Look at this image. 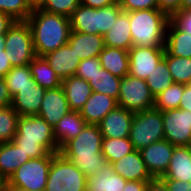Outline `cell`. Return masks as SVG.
<instances>
[{
  "mask_svg": "<svg viewBox=\"0 0 191 191\" xmlns=\"http://www.w3.org/2000/svg\"><path fill=\"white\" fill-rule=\"evenodd\" d=\"M103 136L98 125L87 124L82 132L68 141L60 152L88 178L108 164L101 152Z\"/></svg>",
  "mask_w": 191,
  "mask_h": 191,
  "instance_id": "obj_1",
  "label": "cell"
},
{
  "mask_svg": "<svg viewBox=\"0 0 191 191\" xmlns=\"http://www.w3.org/2000/svg\"><path fill=\"white\" fill-rule=\"evenodd\" d=\"M26 21L32 31L36 56L43 57L66 45L72 31L70 18L40 8L34 9Z\"/></svg>",
  "mask_w": 191,
  "mask_h": 191,
  "instance_id": "obj_2",
  "label": "cell"
},
{
  "mask_svg": "<svg viewBox=\"0 0 191 191\" xmlns=\"http://www.w3.org/2000/svg\"><path fill=\"white\" fill-rule=\"evenodd\" d=\"M130 30L133 46L164 47L170 17L158 9L131 11Z\"/></svg>",
  "mask_w": 191,
  "mask_h": 191,
  "instance_id": "obj_3",
  "label": "cell"
},
{
  "mask_svg": "<svg viewBox=\"0 0 191 191\" xmlns=\"http://www.w3.org/2000/svg\"><path fill=\"white\" fill-rule=\"evenodd\" d=\"M45 191H87V177L61 153L51 161Z\"/></svg>",
  "mask_w": 191,
  "mask_h": 191,
  "instance_id": "obj_4",
  "label": "cell"
},
{
  "mask_svg": "<svg viewBox=\"0 0 191 191\" xmlns=\"http://www.w3.org/2000/svg\"><path fill=\"white\" fill-rule=\"evenodd\" d=\"M56 153L30 159L21 165L5 182L13 189L23 191H45L51 161Z\"/></svg>",
  "mask_w": 191,
  "mask_h": 191,
  "instance_id": "obj_5",
  "label": "cell"
},
{
  "mask_svg": "<svg viewBox=\"0 0 191 191\" xmlns=\"http://www.w3.org/2000/svg\"><path fill=\"white\" fill-rule=\"evenodd\" d=\"M129 139L135 150L164 139L162 112L156 108L134 113Z\"/></svg>",
  "mask_w": 191,
  "mask_h": 191,
  "instance_id": "obj_6",
  "label": "cell"
},
{
  "mask_svg": "<svg viewBox=\"0 0 191 191\" xmlns=\"http://www.w3.org/2000/svg\"><path fill=\"white\" fill-rule=\"evenodd\" d=\"M5 47L12 67L28 65L36 57L32 31L27 21H15L8 29Z\"/></svg>",
  "mask_w": 191,
  "mask_h": 191,
  "instance_id": "obj_7",
  "label": "cell"
},
{
  "mask_svg": "<svg viewBox=\"0 0 191 191\" xmlns=\"http://www.w3.org/2000/svg\"><path fill=\"white\" fill-rule=\"evenodd\" d=\"M118 106L133 113L154 107V96L144 79L127 75L121 78Z\"/></svg>",
  "mask_w": 191,
  "mask_h": 191,
  "instance_id": "obj_8",
  "label": "cell"
},
{
  "mask_svg": "<svg viewBox=\"0 0 191 191\" xmlns=\"http://www.w3.org/2000/svg\"><path fill=\"white\" fill-rule=\"evenodd\" d=\"M12 141L39 142L50 153L60 152L53 128L38 115L20 116L17 123V132Z\"/></svg>",
  "mask_w": 191,
  "mask_h": 191,
  "instance_id": "obj_9",
  "label": "cell"
},
{
  "mask_svg": "<svg viewBox=\"0 0 191 191\" xmlns=\"http://www.w3.org/2000/svg\"><path fill=\"white\" fill-rule=\"evenodd\" d=\"M161 112L164 139L174 146H191V111L178 108Z\"/></svg>",
  "mask_w": 191,
  "mask_h": 191,
  "instance_id": "obj_10",
  "label": "cell"
},
{
  "mask_svg": "<svg viewBox=\"0 0 191 191\" xmlns=\"http://www.w3.org/2000/svg\"><path fill=\"white\" fill-rule=\"evenodd\" d=\"M165 47L132 46L128 50V75L146 79L164 59Z\"/></svg>",
  "mask_w": 191,
  "mask_h": 191,
  "instance_id": "obj_11",
  "label": "cell"
},
{
  "mask_svg": "<svg viewBox=\"0 0 191 191\" xmlns=\"http://www.w3.org/2000/svg\"><path fill=\"white\" fill-rule=\"evenodd\" d=\"M174 145L166 139L154 142L140 150L142 159L154 179L164 176L170 163Z\"/></svg>",
  "mask_w": 191,
  "mask_h": 191,
  "instance_id": "obj_12",
  "label": "cell"
},
{
  "mask_svg": "<svg viewBox=\"0 0 191 191\" xmlns=\"http://www.w3.org/2000/svg\"><path fill=\"white\" fill-rule=\"evenodd\" d=\"M69 111L71 110L62 86L55 89H46L38 116L54 128Z\"/></svg>",
  "mask_w": 191,
  "mask_h": 191,
  "instance_id": "obj_13",
  "label": "cell"
},
{
  "mask_svg": "<svg viewBox=\"0 0 191 191\" xmlns=\"http://www.w3.org/2000/svg\"><path fill=\"white\" fill-rule=\"evenodd\" d=\"M133 118V112L117 106L98 124L103 138L129 137Z\"/></svg>",
  "mask_w": 191,
  "mask_h": 191,
  "instance_id": "obj_14",
  "label": "cell"
},
{
  "mask_svg": "<svg viewBox=\"0 0 191 191\" xmlns=\"http://www.w3.org/2000/svg\"><path fill=\"white\" fill-rule=\"evenodd\" d=\"M113 171L127 181H152L154 178L148 171L139 150L123 156L111 163Z\"/></svg>",
  "mask_w": 191,
  "mask_h": 191,
  "instance_id": "obj_15",
  "label": "cell"
},
{
  "mask_svg": "<svg viewBox=\"0 0 191 191\" xmlns=\"http://www.w3.org/2000/svg\"><path fill=\"white\" fill-rule=\"evenodd\" d=\"M45 91L37 84L25 86L12 97L11 106L19 116L38 115Z\"/></svg>",
  "mask_w": 191,
  "mask_h": 191,
  "instance_id": "obj_16",
  "label": "cell"
},
{
  "mask_svg": "<svg viewBox=\"0 0 191 191\" xmlns=\"http://www.w3.org/2000/svg\"><path fill=\"white\" fill-rule=\"evenodd\" d=\"M118 106L116 99L97 92H92L79 113L87 124L98 125L101 120Z\"/></svg>",
  "mask_w": 191,
  "mask_h": 191,
  "instance_id": "obj_17",
  "label": "cell"
},
{
  "mask_svg": "<svg viewBox=\"0 0 191 191\" xmlns=\"http://www.w3.org/2000/svg\"><path fill=\"white\" fill-rule=\"evenodd\" d=\"M43 57L61 80L75 75L81 61L68 44L61 46Z\"/></svg>",
  "mask_w": 191,
  "mask_h": 191,
  "instance_id": "obj_18",
  "label": "cell"
},
{
  "mask_svg": "<svg viewBox=\"0 0 191 191\" xmlns=\"http://www.w3.org/2000/svg\"><path fill=\"white\" fill-rule=\"evenodd\" d=\"M67 44L73 49L80 60L99 57L105 48L102 35L75 31H71Z\"/></svg>",
  "mask_w": 191,
  "mask_h": 191,
  "instance_id": "obj_19",
  "label": "cell"
},
{
  "mask_svg": "<svg viewBox=\"0 0 191 191\" xmlns=\"http://www.w3.org/2000/svg\"><path fill=\"white\" fill-rule=\"evenodd\" d=\"M160 179H174L188 182L191 179V146H175L164 176Z\"/></svg>",
  "mask_w": 191,
  "mask_h": 191,
  "instance_id": "obj_20",
  "label": "cell"
},
{
  "mask_svg": "<svg viewBox=\"0 0 191 191\" xmlns=\"http://www.w3.org/2000/svg\"><path fill=\"white\" fill-rule=\"evenodd\" d=\"M87 125L79 111H69L53 128L59 150L71 139L77 137Z\"/></svg>",
  "mask_w": 191,
  "mask_h": 191,
  "instance_id": "obj_21",
  "label": "cell"
},
{
  "mask_svg": "<svg viewBox=\"0 0 191 191\" xmlns=\"http://www.w3.org/2000/svg\"><path fill=\"white\" fill-rule=\"evenodd\" d=\"M105 46L129 50L133 46L130 18L128 12H122L107 33L103 35Z\"/></svg>",
  "mask_w": 191,
  "mask_h": 191,
  "instance_id": "obj_22",
  "label": "cell"
},
{
  "mask_svg": "<svg viewBox=\"0 0 191 191\" xmlns=\"http://www.w3.org/2000/svg\"><path fill=\"white\" fill-rule=\"evenodd\" d=\"M61 86L69 108L73 111H80L92 93L89 82L75 75L62 80Z\"/></svg>",
  "mask_w": 191,
  "mask_h": 191,
  "instance_id": "obj_23",
  "label": "cell"
},
{
  "mask_svg": "<svg viewBox=\"0 0 191 191\" xmlns=\"http://www.w3.org/2000/svg\"><path fill=\"white\" fill-rule=\"evenodd\" d=\"M165 51L172 57L191 58V35L169 20L166 29Z\"/></svg>",
  "mask_w": 191,
  "mask_h": 191,
  "instance_id": "obj_24",
  "label": "cell"
},
{
  "mask_svg": "<svg viewBox=\"0 0 191 191\" xmlns=\"http://www.w3.org/2000/svg\"><path fill=\"white\" fill-rule=\"evenodd\" d=\"M71 30L100 35L99 9L81 4L70 17Z\"/></svg>",
  "mask_w": 191,
  "mask_h": 191,
  "instance_id": "obj_25",
  "label": "cell"
},
{
  "mask_svg": "<svg viewBox=\"0 0 191 191\" xmlns=\"http://www.w3.org/2000/svg\"><path fill=\"white\" fill-rule=\"evenodd\" d=\"M99 58L101 67L114 76L123 78L128 75L129 56L127 50L105 46L100 53Z\"/></svg>",
  "mask_w": 191,
  "mask_h": 191,
  "instance_id": "obj_26",
  "label": "cell"
},
{
  "mask_svg": "<svg viewBox=\"0 0 191 191\" xmlns=\"http://www.w3.org/2000/svg\"><path fill=\"white\" fill-rule=\"evenodd\" d=\"M126 183L127 180L116 174L108 163L97 175L87 178V191H122Z\"/></svg>",
  "mask_w": 191,
  "mask_h": 191,
  "instance_id": "obj_27",
  "label": "cell"
},
{
  "mask_svg": "<svg viewBox=\"0 0 191 191\" xmlns=\"http://www.w3.org/2000/svg\"><path fill=\"white\" fill-rule=\"evenodd\" d=\"M28 160L12 141L0 143V180L6 182Z\"/></svg>",
  "mask_w": 191,
  "mask_h": 191,
  "instance_id": "obj_28",
  "label": "cell"
},
{
  "mask_svg": "<svg viewBox=\"0 0 191 191\" xmlns=\"http://www.w3.org/2000/svg\"><path fill=\"white\" fill-rule=\"evenodd\" d=\"M32 77L38 86L55 89L61 86L62 80L56 75L44 57L36 56L30 63Z\"/></svg>",
  "mask_w": 191,
  "mask_h": 191,
  "instance_id": "obj_29",
  "label": "cell"
},
{
  "mask_svg": "<svg viewBox=\"0 0 191 191\" xmlns=\"http://www.w3.org/2000/svg\"><path fill=\"white\" fill-rule=\"evenodd\" d=\"M121 78L114 76L104 68L98 69L89 81L92 92L106 94L118 100Z\"/></svg>",
  "mask_w": 191,
  "mask_h": 191,
  "instance_id": "obj_30",
  "label": "cell"
},
{
  "mask_svg": "<svg viewBox=\"0 0 191 191\" xmlns=\"http://www.w3.org/2000/svg\"><path fill=\"white\" fill-rule=\"evenodd\" d=\"M135 150L129 137L103 138L101 152L108 163H113Z\"/></svg>",
  "mask_w": 191,
  "mask_h": 191,
  "instance_id": "obj_31",
  "label": "cell"
},
{
  "mask_svg": "<svg viewBox=\"0 0 191 191\" xmlns=\"http://www.w3.org/2000/svg\"><path fill=\"white\" fill-rule=\"evenodd\" d=\"M164 60L167 62L174 83L191 84V58L172 57L165 51Z\"/></svg>",
  "mask_w": 191,
  "mask_h": 191,
  "instance_id": "obj_32",
  "label": "cell"
},
{
  "mask_svg": "<svg viewBox=\"0 0 191 191\" xmlns=\"http://www.w3.org/2000/svg\"><path fill=\"white\" fill-rule=\"evenodd\" d=\"M145 81L154 97L174 83L167 62L164 59L155 67Z\"/></svg>",
  "mask_w": 191,
  "mask_h": 191,
  "instance_id": "obj_33",
  "label": "cell"
},
{
  "mask_svg": "<svg viewBox=\"0 0 191 191\" xmlns=\"http://www.w3.org/2000/svg\"><path fill=\"white\" fill-rule=\"evenodd\" d=\"M10 95L13 97L20 89L36 84L28 65L13 67L4 76Z\"/></svg>",
  "mask_w": 191,
  "mask_h": 191,
  "instance_id": "obj_34",
  "label": "cell"
},
{
  "mask_svg": "<svg viewBox=\"0 0 191 191\" xmlns=\"http://www.w3.org/2000/svg\"><path fill=\"white\" fill-rule=\"evenodd\" d=\"M184 92V84L173 83L154 97V108L160 111L178 109Z\"/></svg>",
  "mask_w": 191,
  "mask_h": 191,
  "instance_id": "obj_35",
  "label": "cell"
},
{
  "mask_svg": "<svg viewBox=\"0 0 191 191\" xmlns=\"http://www.w3.org/2000/svg\"><path fill=\"white\" fill-rule=\"evenodd\" d=\"M19 117V114L12 106L0 110V143L13 140L17 132Z\"/></svg>",
  "mask_w": 191,
  "mask_h": 191,
  "instance_id": "obj_36",
  "label": "cell"
},
{
  "mask_svg": "<svg viewBox=\"0 0 191 191\" xmlns=\"http://www.w3.org/2000/svg\"><path fill=\"white\" fill-rule=\"evenodd\" d=\"M0 12L10 15L15 21H26L33 9L27 0H0Z\"/></svg>",
  "mask_w": 191,
  "mask_h": 191,
  "instance_id": "obj_37",
  "label": "cell"
},
{
  "mask_svg": "<svg viewBox=\"0 0 191 191\" xmlns=\"http://www.w3.org/2000/svg\"><path fill=\"white\" fill-rule=\"evenodd\" d=\"M79 5L80 0H46L40 9L70 18Z\"/></svg>",
  "mask_w": 191,
  "mask_h": 191,
  "instance_id": "obj_38",
  "label": "cell"
},
{
  "mask_svg": "<svg viewBox=\"0 0 191 191\" xmlns=\"http://www.w3.org/2000/svg\"><path fill=\"white\" fill-rule=\"evenodd\" d=\"M122 12L123 10L119 5V1L106 7L99 8L100 35L103 36L109 31Z\"/></svg>",
  "mask_w": 191,
  "mask_h": 191,
  "instance_id": "obj_39",
  "label": "cell"
},
{
  "mask_svg": "<svg viewBox=\"0 0 191 191\" xmlns=\"http://www.w3.org/2000/svg\"><path fill=\"white\" fill-rule=\"evenodd\" d=\"M20 151L24 158L37 159L47 156L50 152L39 142L30 141H12Z\"/></svg>",
  "mask_w": 191,
  "mask_h": 191,
  "instance_id": "obj_40",
  "label": "cell"
},
{
  "mask_svg": "<svg viewBox=\"0 0 191 191\" xmlns=\"http://www.w3.org/2000/svg\"><path fill=\"white\" fill-rule=\"evenodd\" d=\"M100 68L101 62L99 57H91L88 59H84L80 61L75 76L80 77L89 82Z\"/></svg>",
  "mask_w": 191,
  "mask_h": 191,
  "instance_id": "obj_41",
  "label": "cell"
},
{
  "mask_svg": "<svg viewBox=\"0 0 191 191\" xmlns=\"http://www.w3.org/2000/svg\"><path fill=\"white\" fill-rule=\"evenodd\" d=\"M123 12L157 9V0H118Z\"/></svg>",
  "mask_w": 191,
  "mask_h": 191,
  "instance_id": "obj_42",
  "label": "cell"
},
{
  "mask_svg": "<svg viewBox=\"0 0 191 191\" xmlns=\"http://www.w3.org/2000/svg\"><path fill=\"white\" fill-rule=\"evenodd\" d=\"M170 20L181 30L191 35V10H180L175 12Z\"/></svg>",
  "mask_w": 191,
  "mask_h": 191,
  "instance_id": "obj_43",
  "label": "cell"
},
{
  "mask_svg": "<svg viewBox=\"0 0 191 191\" xmlns=\"http://www.w3.org/2000/svg\"><path fill=\"white\" fill-rule=\"evenodd\" d=\"M157 9L171 17L181 10V0H157Z\"/></svg>",
  "mask_w": 191,
  "mask_h": 191,
  "instance_id": "obj_44",
  "label": "cell"
},
{
  "mask_svg": "<svg viewBox=\"0 0 191 191\" xmlns=\"http://www.w3.org/2000/svg\"><path fill=\"white\" fill-rule=\"evenodd\" d=\"M169 191H191V184L181 180L160 179Z\"/></svg>",
  "mask_w": 191,
  "mask_h": 191,
  "instance_id": "obj_45",
  "label": "cell"
},
{
  "mask_svg": "<svg viewBox=\"0 0 191 191\" xmlns=\"http://www.w3.org/2000/svg\"><path fill=\"white\" fill-rule=\"evenodd\" d=\"M12 96L9 93L6 81L3 79L0 81V110L11 106Z\"/></svg>",
  "mask_w": 191,
  "mask_h": 191,
  "instance_id": "obj_46",
  "label": "cell"
},
{
  "mask_svg": "<svg viewBox=\"0 0 191 191\" xmlns=\"http://www.w3.org/2000/svg\"><path fill=\"white\" fill-rule=\"evenodd\" d=\"M179 109L191 111V84L184 85V92L180 99Z\"/></svg>",
  "mask_w": 191,
  "mask_h": 191,
  "instance_id": "obj_47",
  "label": "cell"
},
{
  "mask_svg": "<svg viewBox=\"0 0 191 191\" xmlns=\"http://www.w3.org/2000/svg\"><path fill=\"white\" fill-rule=\"evenodd\" d=\"M15 20L8 14L0 12V35L6 34Z\"/></svg>",
  "mask_w": 191,
  "mask_h": 191,
  "instance_id": "obj_48",
  "label": "cell"
},
{
  "mask_svg": "<svg viewBox=\"0 0 191 191\" xmlns=\"http://www.w3.org/2000/svg\"><path fill=\"white\" fill-rule=\"evenodd\" d=\"M149 182L151 181H127L122 191H146Z\"/></svg>",
  "mask_w": 191,
  "mask_h": 191,
  "instance_id": "obj_49",
  "label": "cell"
},
{
  "mask_svg": "<svg viewBox=\"0 0 191 191\" xmlns=\"http://www.w3.org/2000/svg\"><path fill=\"white\" fill-rule=\"evenodd\" d=\"M117 1L118 0H80V3L95 9H99L111 5Z\"/></svg>",
  "mask_w": 191,
  "mask_h": 191,
  "instance_id": "obj_50",
  "label": "cell"
},
{
  "mask_svg": "<svg viewBox=\"0 0 191 191\" xmlns=\"http://www.w3.org/2000/svg\"><path fill=\"white\" fill-rule=\"evenodd\" d=\"M146 191H169L160 179H154L148 183Z\"/></svg>",
  "mask_w": 191,
  "mask_h": 191,
  "instance_id": "obj_51",
  "label": "cell"
},
{
  "mask_svg": "<svg viewBox=\"0 0 191 191\" xmlns=\"http://www.w3.org/2000/svg\"><path fill=\"white\" fill-rule=\"evenodd\" d=\"M13 67L7 55H0V73L5 76Z\"/></svg>",
  "mask_w": 191,
  "mask_h": 191,
  "instance_id": "obj_52",
  "label": "cell"
},
{
  "mask_svg": "<svg viewBox=\"0 0 191 191\" xmlns=\"http://www.w3.org/2000/svg\"><path fill=\"white\" fill-rule=\"evenodd\" d=\"M27 2L29 3L30 7L34 10L41 8L46 2V0H27Z\"/></svg>",
  "mask_w": 191,
  "mask_h": 191,
  "instance_id": "obj_53",
  "label": "cell"
},
{
  "mask_svg": "<svg viewBox=\"0 0 191 191\" xmlns=\"http://www.w3.org/2000/svg\"><path fill=\"white\" fill-rule=\"evenodd\" d=\"M5 47V34L0 35V55H7Z\"/></svg>",
  "mask_w": 191,
  "mask_h": 191,
  "instance_id": "obj_54",
  "label": "cell"
},
{
  "mask_svg": "<svg viewBox=\"0 0 191 191\" xmlns=\"http://www.w3.org/2000/svg\"><path fill=\"white\" fill-rule=\"evenodd\" d=\"M181 10H191V0H181Z\"/></svg>",
  "mask_w": 191,
  "mask_h": 191,
  "instance_id": "obj_55",
  "label": "cell"
},
{
  "mask_svg": "<svg viewBox=\"0 0 191 191\" xmlns=\"http://www.w3.org/2000/svg\"><path fill=\"white\" fill-rule=\"evenodd\" d=\"M0 191H15V189L9 187L5 182L0 185Z\"/></svg>",
  "mask_w": 191,
  "mask_h": 191,
  "instance_id": "obj_56",
  "label": "cell"
},
{
  "mask_svg": "<svg viewBox=\"0 0 191 191\" xmlns=\"http://www.w3.org/2000/svg\"><path fill=\"white\" fill-rule=\"evenodd\" d=\"M4 79V76L0 73V81Z\"/></svg>",
  "mask_w": 191,
  "mask_h": 191,
  "instance_id": "obj_57",
  "label": "cell"
}]
</instances>
